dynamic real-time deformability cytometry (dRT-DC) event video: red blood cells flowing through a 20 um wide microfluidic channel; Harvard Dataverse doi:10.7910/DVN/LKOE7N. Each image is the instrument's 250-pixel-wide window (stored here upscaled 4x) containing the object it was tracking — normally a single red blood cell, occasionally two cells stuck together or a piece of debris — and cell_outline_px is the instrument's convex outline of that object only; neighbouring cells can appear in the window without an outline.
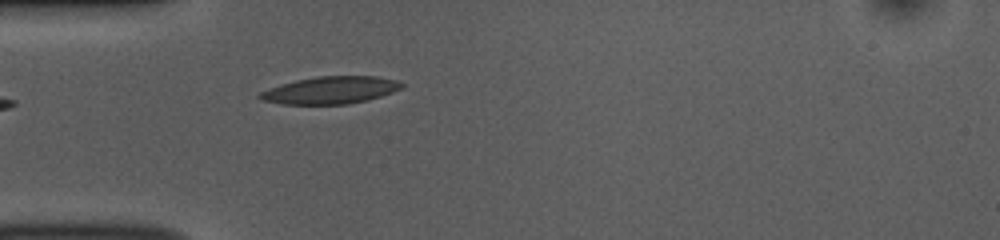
{"species": "common noctule bat (a hibernating species)", "species_latin": "Nyctalus noctula", "temperature_condition": "room temperature", "stored_images_in_passage": 15, "camera_frame_rate_fps": 3000, "um_per_image_px": 0.085, "animal": {"sex": "female", "body_mass_g": 10.0, "forearm_length_mm": 53.1}, "frame": {"image": 1, "passage_image": 1, "time_ms": 0.0, "image_size_px": [1000, 240], "cell_outline_px": [[404, 88], [368, 100], [348, 104], [284, 104], [264, 100], [256, 96], [260, 92], [296, 80], [316, 76], [376, 76], [396, 80], [404, 84]], "centroid_in_image_um": [28.15, 7.66], "position_along_channel_um": 56.9, "area_um2": 22.37}}